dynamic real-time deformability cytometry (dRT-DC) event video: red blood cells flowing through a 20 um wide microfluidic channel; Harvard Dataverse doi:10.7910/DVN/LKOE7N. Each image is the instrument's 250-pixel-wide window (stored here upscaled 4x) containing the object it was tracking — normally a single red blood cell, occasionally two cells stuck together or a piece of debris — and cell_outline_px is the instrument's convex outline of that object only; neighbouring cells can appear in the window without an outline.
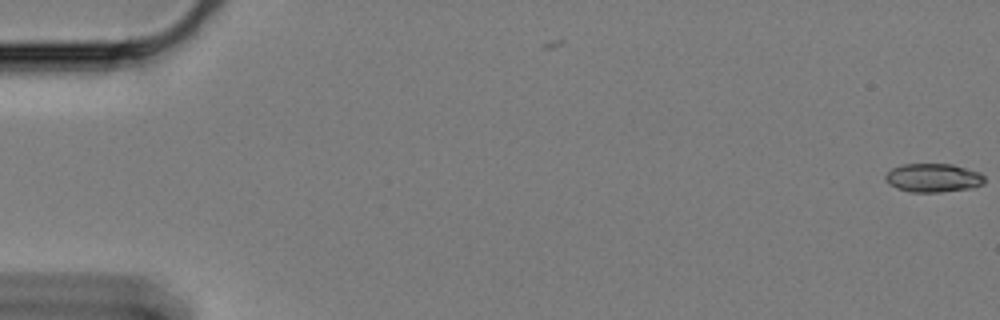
{"species": "Egyptian fruit bat (a non-hibernating species)", "species_latin": "Rousettus aegyptiacus", "temperature_condition": "cold", "stored_images_in_passage": 4, "camera_frame_rate_fps": 3000, "um_per_image_px": 0.085, "animal": {"sex": "female"}, "frame": {"image": 1, "passage_image": 4, "time_ms": 1.0, "image_size_px": [1000, 320], "cell_outline_px": [[984, 184], [968, 188], [940, 192], [908, 192], [896, 188], [888, 184], [884, 180], [884, 176], [892, 168], [904, 164], [952, 164], [980, 172], [984, 176]], "centroid_in_image_um": [79.28, 15.12], "position_along_channel_um": 5.7, "area_um2": 16.59}}